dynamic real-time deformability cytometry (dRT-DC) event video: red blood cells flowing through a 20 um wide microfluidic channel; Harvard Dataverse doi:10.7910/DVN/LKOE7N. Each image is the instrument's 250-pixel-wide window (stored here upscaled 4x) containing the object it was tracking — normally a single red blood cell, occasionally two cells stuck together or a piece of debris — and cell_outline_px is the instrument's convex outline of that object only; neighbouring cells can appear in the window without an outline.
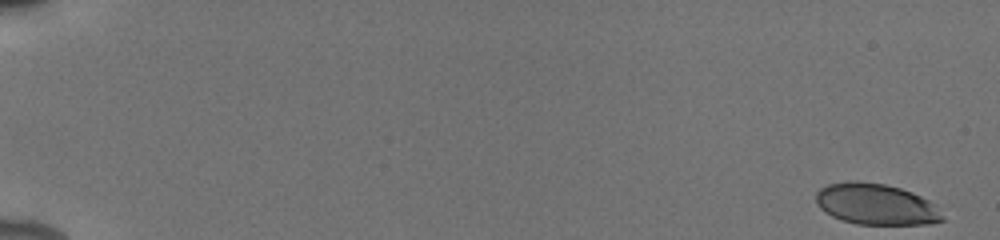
{"species": "human", "species_latin": "Homo sapiens", "temperature_condition": "cold", "stored_images_in_passage": 54, "camera_frame_rate_fps": 3000, "um_per_image_px": 0.085, "donor": {"sex": "male"}, "frame": {"image": 1, "passage_image": 1, "time_ms": 0.0, "image_size_px": [1000, 240], "cell_outline_px": [[944, 220], [932, 224], [856, 224], [832, 216], [824, 212], [816, 204], [816, 192], [820, 188], [828, 184], [848, 180], [856, 180], [884, 184], [900, 188], [912, 192], [936, 204], [944, 216]], "centroid_in_image_um": [74.46, 17.35], "position_along_channel_um": 10.5, "area_um2": 30.58}}
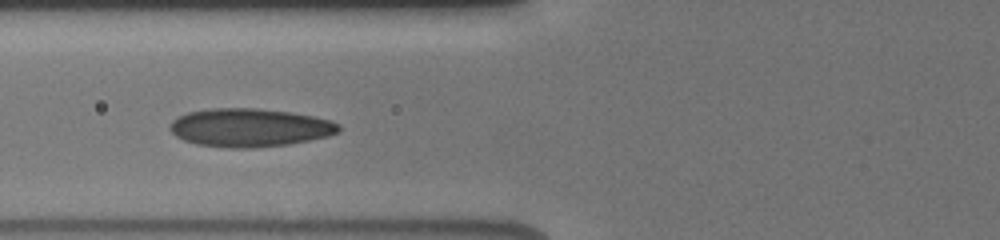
{"frame": {"image": 2, "passage_image": 23, "time_ms": 7.333, "image_size_px": [1000, 240], "cell_outline_px": [[340, 132], [328, 136], [288, 144], [252, 148], [232, 148], [196, 144], [184, 140], [176, 136], [168, 128], [172, 120], [176, 116], [188, 112], [212, 108], [256, 108], [288, 112], [312, 116], [332, 120], [340, 124]], "centroid_in_image_um": [21.21, 10.84], "position_along_channel_um": 104.6, "area_um2": 37.74}}
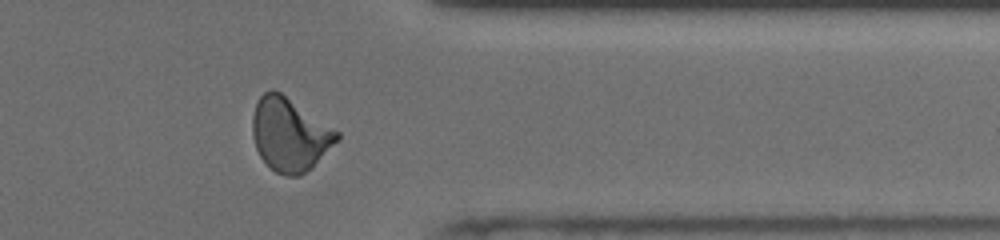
{"frame": {"image": 3, "passage_image": 45, "time_ms": 14.667, "image_size_px": [1000, 240], "cell_outline_px": [[340, 140], [312, 168], [300, 176], [288, 176], [276, 172], [260, 156], [256, 148], [252, 136], [252, 116], [256, 104], [260, 96], [264, 92], [272, 88], [280, 92], [340, 132]], "centroid_in_image_um": [24.64, 11.44], "position_along_channel_um": 386.8, "area_um2": 36.13}, "authors_computed_cell_mechanics": {"area_um2": 34.1887, "velocity_mm_per_s": 3.9182, "shape_relaxation_time_tau1_ms": 5.4514, "shape_relaxation_time_tau2_ms": 1.2143, "deformation_change_tau1": 0.1672, "deformation_change_tau2": 0.0661}}